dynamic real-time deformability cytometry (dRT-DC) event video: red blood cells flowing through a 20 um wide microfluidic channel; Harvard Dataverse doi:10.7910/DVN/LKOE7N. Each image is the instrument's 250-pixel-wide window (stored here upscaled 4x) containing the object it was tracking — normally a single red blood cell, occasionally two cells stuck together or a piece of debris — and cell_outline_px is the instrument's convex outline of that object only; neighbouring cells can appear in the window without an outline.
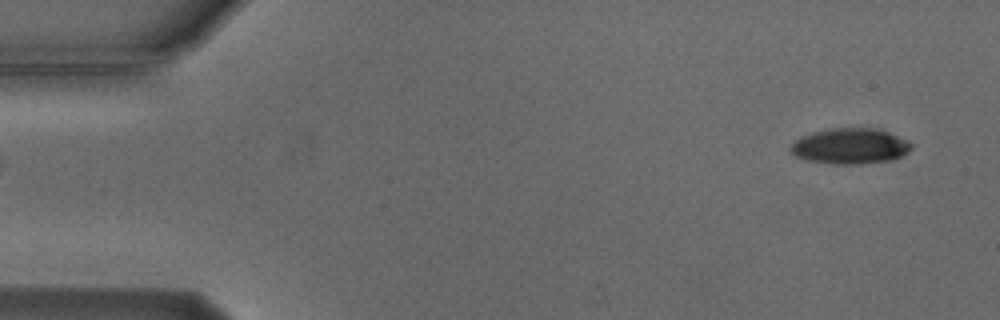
{"species": "Egyptian fruit bat (a non-hibernating species)", "species_latin": "Rousettus aegyptiacus", "temperature_condition": "cold", "stored_images_in_passage": 3, "segment_of_instrument_passage": [2, 2], "camera_frame_rate_fps": 3000, "um_per_image_px": 0.085, "animal": {"sex": "male"}, "frame": {"image": 1, "passage_image": 3, "time_ms": 2.333, "image_size_px": [1000, 320], "cell_outline_px": [[912, 148], [908, 152], [892, 160], [860, 164], [832, 164], [804, 160], [796, 156], [792, 152], [792, 144], [800, 136], [812, 132], [832, 128], [876, 128], [888, 132], [908, 140], [912, 144]], "centroid_in_image_um": [72.27, 12.42], "position_along_channel_um": 12.7, "area_um2": 25.14}}